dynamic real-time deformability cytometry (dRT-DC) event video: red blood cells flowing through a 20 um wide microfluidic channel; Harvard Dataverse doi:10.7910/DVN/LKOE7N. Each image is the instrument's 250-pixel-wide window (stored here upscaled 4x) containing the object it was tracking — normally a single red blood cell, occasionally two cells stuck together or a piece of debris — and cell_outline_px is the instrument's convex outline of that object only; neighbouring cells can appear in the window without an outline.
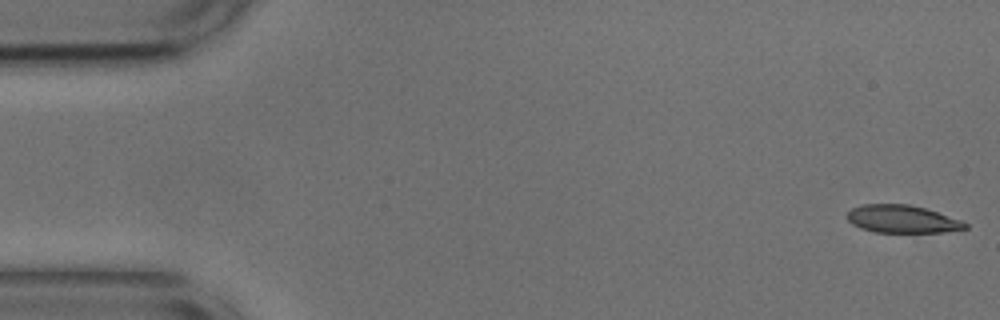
{"species": "common noctule bat (a hibernating species)", "species_latin": "Nyctalus noctula", "temperature_condition": "cold", "stored_images_in_passage": 15, "camera_frame_rate_fps": 3000, "um_per_image_px": 0.085, "animal": {"sex": "male", "body_mass_g": 17.9, "forearm_length_mm": 54.2}, "frame": {"image": 1, "passage_image": 1, "time_ms": 0.0, "image_size_px": [1000, 320], "cell_outline_px": [[968, 228], [944, 232], [876, 232], [860, 228], [852, 224], [848, 220], [848, 212], [852, 208], [860, 204], [908, 204], [924, 208], [960, 220], [968, 224]], "centroid_in_image_um": [76.66, 18.62], "position_along_channel_um": 8.3, "area_um2": 18.9}}